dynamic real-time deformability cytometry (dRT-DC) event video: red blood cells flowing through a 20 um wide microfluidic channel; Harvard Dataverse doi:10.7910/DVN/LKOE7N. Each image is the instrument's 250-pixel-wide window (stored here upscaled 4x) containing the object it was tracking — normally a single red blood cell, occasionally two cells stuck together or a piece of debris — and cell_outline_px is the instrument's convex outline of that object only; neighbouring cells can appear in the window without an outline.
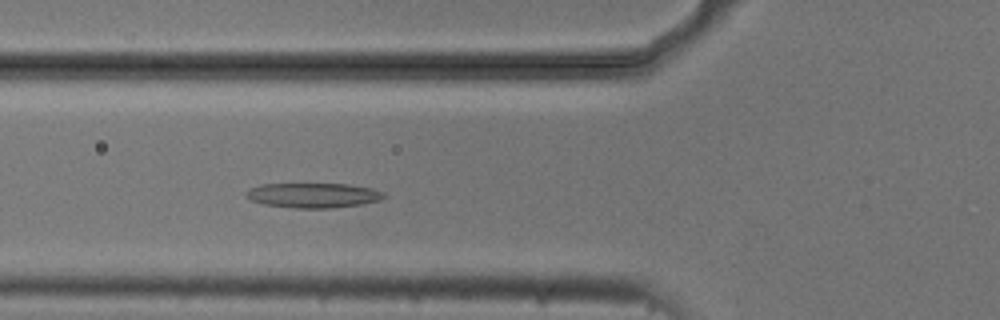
{"species": "common noctule bat (a hibernating species)", "species_latin": "Nyctalus noctula", "temperature_condition": "cold", "stored_images_in_passage": 54, "camera_frame_rate_fps": 3000, "um_per_image_px": 0.085, "animal": {"sex": "male", "body_mass_g": 20.5, "forearm_length_mm": 52.5}, "frame": {"image": 1, "passage_image": 19, "time_ms": 6.0, "image_size_px": [1000, 320], "cell_outline_px": [[388, 196], [380, 200], [360, 204], [332, 208], [292, 208], [264, 204], [252, 200], [244, 196], [252, 188], [260, 184], [348, 184], [372, 188], [384, 192]], "centroid_in_image_um": [26.67, 16.6], "position_along_channel_um": 99.1, "area_um2": 19.88}}
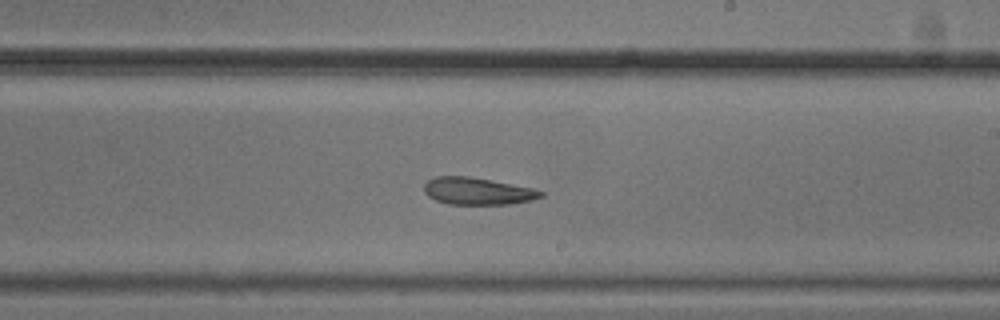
{"frame": {"image": 2, "passage_image": 31, "time_ms": 10.0, "image_size_px": [1000, 320], "cell_outline_px": [[544, 196], [532, 200], [508, 204], [448, 204], [436, 200], [428, 196], [424, 192], [424, 184], [428, 180], [436, 176], [468, 176], [532, 188], [544, 192]], "centroid_in_image_um": [40.57, 16.25], "position_along_channel_um": 248.4, "area_um2": 18.32}}
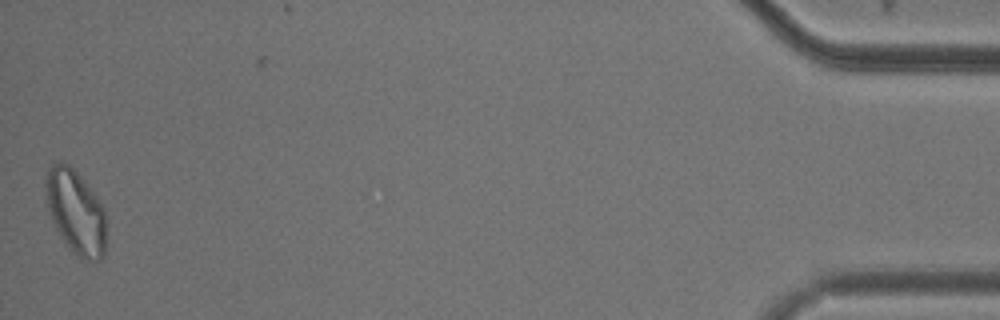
{"frame": {"image": 3, "passage_image": 53, "time_ms": 17.333, "image_size_px": [1000, 320], "cell_outline_px": [[104, 256], [96, 264], [92, 264], [80, 260], [64, 244], [48, 212], [44, 184], [44, 180], [48, 168], [52, 164], [60, 160], [64, 160], [84, 180], [96, 196], [104, 208]], "centroid_in_image_um": [6.4, 18.05], "position_along_channel_um": 428.8, "area_um2": 30.23}, "authors_computed_cell_mechanics": {"area_um2": 21.5883, "velocity_mm_per_s": 3.7179, "shape_relaxation_time_tau1_ms": null, "shape_relaxation_time_tau2_ms": 6.1086, "deformation_change_tau1": null, "deformation_change_tau2": 0.1477}}